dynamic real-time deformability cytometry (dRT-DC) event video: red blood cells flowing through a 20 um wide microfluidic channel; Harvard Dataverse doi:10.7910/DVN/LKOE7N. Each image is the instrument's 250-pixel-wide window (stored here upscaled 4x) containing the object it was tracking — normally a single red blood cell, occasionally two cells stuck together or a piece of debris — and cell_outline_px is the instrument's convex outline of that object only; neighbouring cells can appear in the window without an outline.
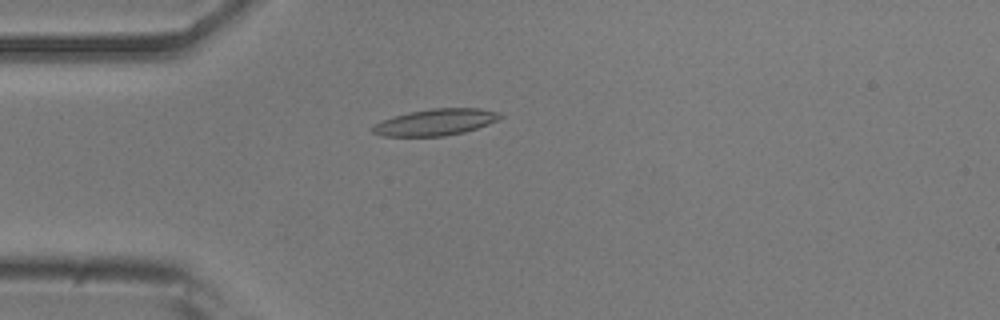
{"species": "common noctule bat (a hibernating species)", "species_latin": "Nyctalus noctula", "temperature_condition": "room temperature", "stored_images_in_passage": 54, "camera_frame_rate_fps": 3000, "um_per_image_px": 0.085, "animal": {"sex": "male", "body_mass_g": 20.5, "forearm_length_mm": 52.5}, "frame": {"image": 1, "passage_image": 14, "time_ms": 4.333, "image_size_px": [1000, 320], "cell_outline_px": [[504, 116], [488, 124], [464, 132], [444, 136], [380, 136], [372, 132], [368, 128], [392, 116], [408, 112], [432, 108], [480, 108], [500, 112]], "centroid_in_image_um": [37.0, 10.38], "position_along_channel_um": 48.0, "area_um2": 19.77}}
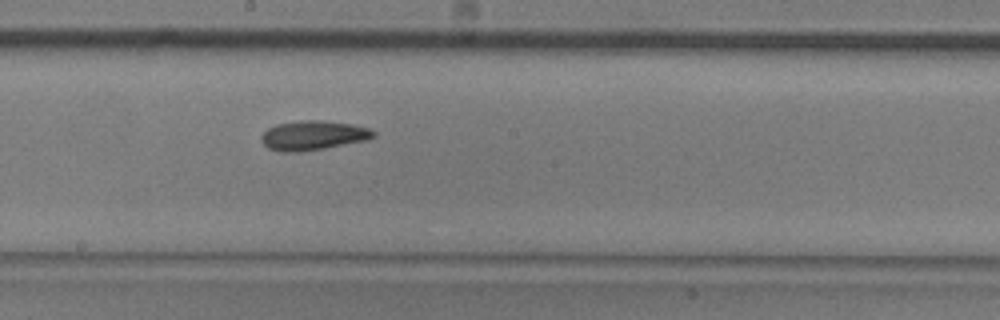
{"frame": {"image": 2, "passage_image": 29, "time_ms": 9.333, "image_size_px": [1000, 320], "cell_outline_px": [[376, 136], [368, 140], [324, 148], [300, 152], [280, 152], [268, 148], [260, 140], [260, 136], [268, 128], [276, 124], [300, 120], [320, 120], [352, 124], [368, 128], [376, 132]], "centroid_in_image_um": [26.61, 11.51], "position_along_channel_um": 221.6, "area_um2": 19.36}}
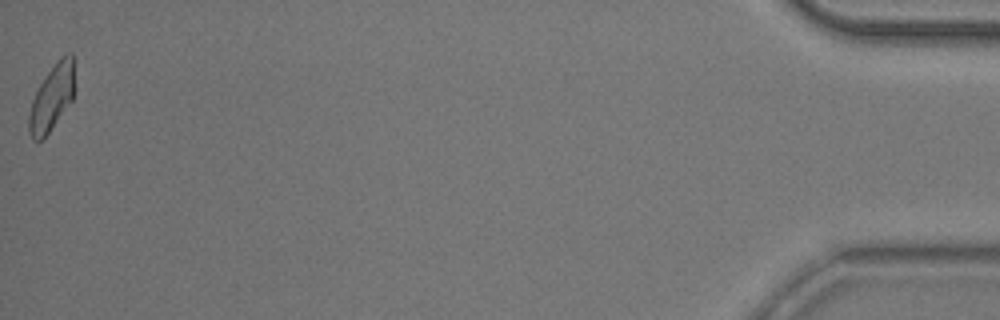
{"frame": {"image": 3, "passage_image": 54, "time_ms": 17.667, "image_size_px": [1000, 320], "cell_outline_px": [[72, 100], [48, 132], [40, 140], [32, 140], [28, 132], [28, 116], [32, 100], [44, 76], [56, 60], [60, 56], [68, 52], [72, 52]], "centroid_in_image_um": [4.36, 8.29], "position_along_channel_um": 430.8, "area_um2": 17.05}, "authors_computed_cell_mechanics": {"area_um2": 18.6694, "velocity_mm_per_s": 3.7019, "shape_relaxation_time_tau1_ms": null, "shape_relaxation_time_tau2_ms": 3.5644, "deformation_change_tau1": null, "deformation_change_tau2": 0.1118}}